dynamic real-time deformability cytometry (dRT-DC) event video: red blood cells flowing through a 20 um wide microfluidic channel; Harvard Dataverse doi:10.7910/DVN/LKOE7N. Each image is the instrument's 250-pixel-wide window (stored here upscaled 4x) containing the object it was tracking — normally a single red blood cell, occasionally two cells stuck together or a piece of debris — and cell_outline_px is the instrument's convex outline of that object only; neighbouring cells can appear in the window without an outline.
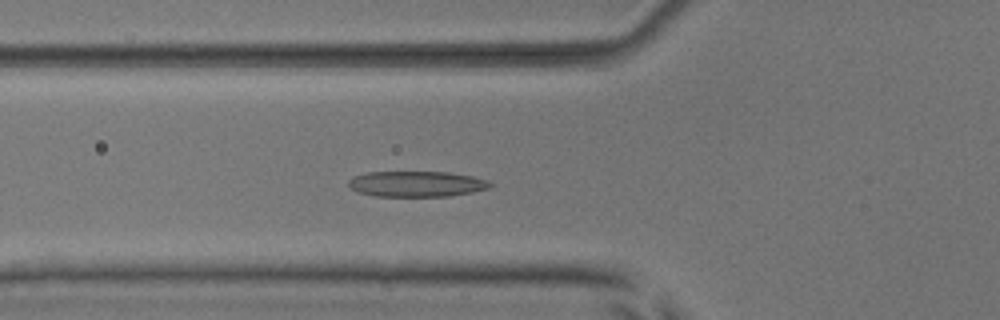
{"species": "common noctule bat (a hibernating species)", "species_latin": "Nyctalus noctula", "temperature_condition": "room temperature", "stored_images_in_passage": 54, "camera_frame_rate_fps": 3000, "um_per_image_px": 0.085, "animal": {"sex": "male", "body_mass_g": 17.9, "forearm_length_mm": 54.2}, "frame": {"image": 1, "passage_image": 20, "time_ms": 6.333, "image_size_px": [1000, 320], "cell_outline_px": [[492, 184], [488, 188], [472, 192], [448, 196], [376, 196], [360, 192], [352, 188], [348, 184], [348, 180], [352, 176], [368, 172], [448, 172], [472, 176], [488, 180]], "centroid_in_image_um": [35.4, 15.63], "position_along_channel_um": 90.4, "area_um2": 21.04}}
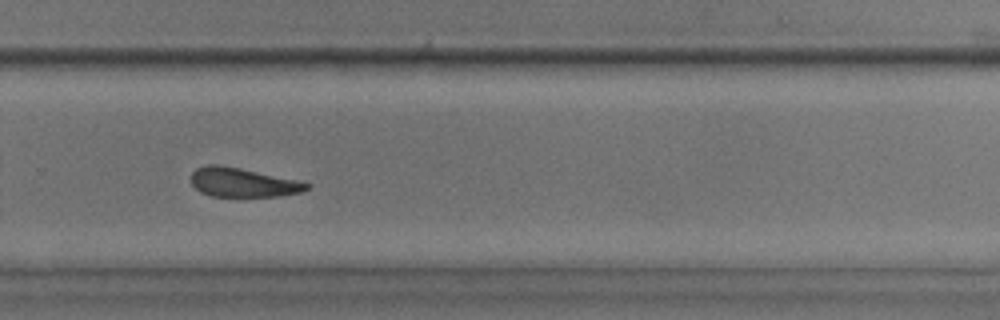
{"frame": {"image": 2, "passage_image": 37, "time_ms": 12.0, "image_size_px": [1000, 320], "cell_outline_px": [[312, 184], [308, 188], [300, 192], [280, 196], [212, 196], [200, 192], [192, 184], [192, 172], [196, 168], [208, 164], [220, 164], [240, 168], [296, 180]], "centroid_in_image_um": [20.61, 15.5], "position_along_channel_um": 309.2, "area_um2": 19.42}}
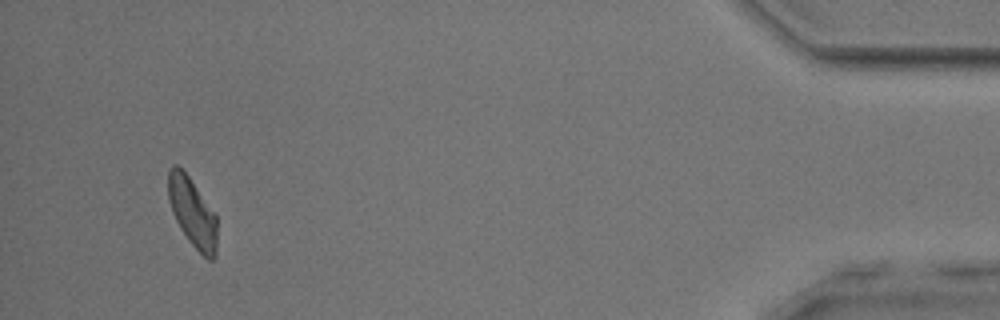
{"frame": {"image": 3, "passage_image": 51, "time_ms": 16.667, "image_size_px": [1000, 320], "cell_outline_px": [[216, 256], [212, 260], [208, 260], [188, 240], [180, 228], [172, 212], [168, 200], [168, 168], [172, 164], [176, 164], [188, 176], [216, 216]], "centroid_in_image_um": [16.33, 18.05], "position_along_channel_um": 418.9, "area_um2": 19.36}, "authors_computed_cell_mechanics": {"area_um2": 20.9236, "velocity_mm_per_s": 3.8687, "shape_relaxation_time_tau1_ms": 10.023, "shape_relaxation_time_tau2_ms": 4.0241, "deformation_change_tau1": 0.2352, "deformation_change_tau2": 0.1433}}